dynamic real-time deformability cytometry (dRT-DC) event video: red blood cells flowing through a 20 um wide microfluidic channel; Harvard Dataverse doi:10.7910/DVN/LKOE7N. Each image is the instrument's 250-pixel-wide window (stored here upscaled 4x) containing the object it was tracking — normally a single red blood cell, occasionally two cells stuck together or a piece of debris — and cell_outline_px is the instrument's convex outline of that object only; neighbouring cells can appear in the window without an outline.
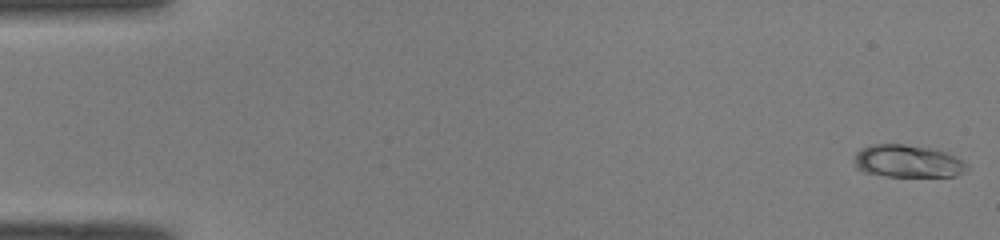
{"species": "common noctule bat (a hibernating species)", "species_latin": "Nyctalus noctula", "temperature_condition": "room temperature", "stored_images_in_passage": 51, "camera_frame_rate_fps": 3000, "um_per_image_px": 0.085, "animal": {"sex": "male", "body_mass_g": 19.0, "forearm_length_mm": 50.8}, "frame": {"image": 1, "passage_image": 1, "time_ms": 0.0, "image_size_px": [1000, 240], "cell_outline_px": [[968, 168], [964, 172], [956, 176], [884, 176], [864, 172], [856, 168], [852, 160], [856, 152], [860, 148], [872, 144], [904, 144], [928, 148], [944, 152], [968, 164]], "centroid_in_image_um": [77.08, 13.71], "position_along_channel_um": 7.9, "area_um2": 21.39}}
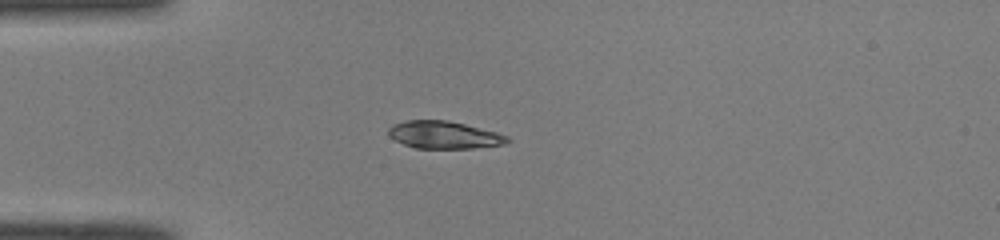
{"frame": {"image": 2, "passage_image": 14, "time_ms": 4.333, "image_size_px": [1000, 240], "cell_outline_px": [[512, 140], [504, 144], [472, 148], [416, 148], [404, 144], [388, 136], [388, 128], [392, 124], [408, 120], [448, 120], [496, 132], [508, 136]], "centroid_in_image_um": [37.73, 11.46], "position_along_channel_um": 47.3, "area_um2": 18.96}}
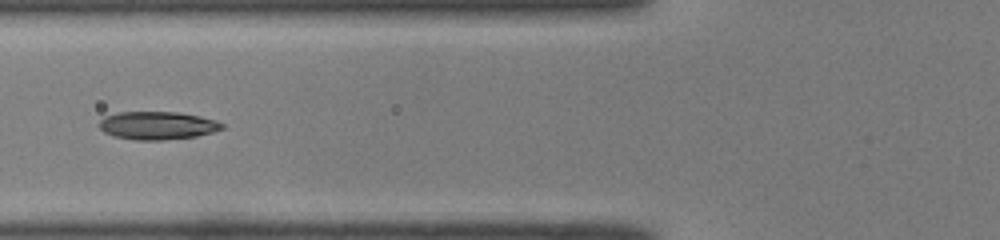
{"frame": {"image": 3, "passage_image": 20, "time_ms": 6.333, "image_size_px": [1000, 240], "cell_outline_px": [[224, 128], [212, 132], [196, 136], [160, 140], [136, 140], [112, 136], [104, 132], [100, 128], [100, 120], [104, 116], [120, 112], [180, 112], [200, 116], [216, 120], [224, 124]], "centroid_in_image_um": [13.38, 10.66], "position_along_channel_um": 112.4, "area_um2": 20.06}}